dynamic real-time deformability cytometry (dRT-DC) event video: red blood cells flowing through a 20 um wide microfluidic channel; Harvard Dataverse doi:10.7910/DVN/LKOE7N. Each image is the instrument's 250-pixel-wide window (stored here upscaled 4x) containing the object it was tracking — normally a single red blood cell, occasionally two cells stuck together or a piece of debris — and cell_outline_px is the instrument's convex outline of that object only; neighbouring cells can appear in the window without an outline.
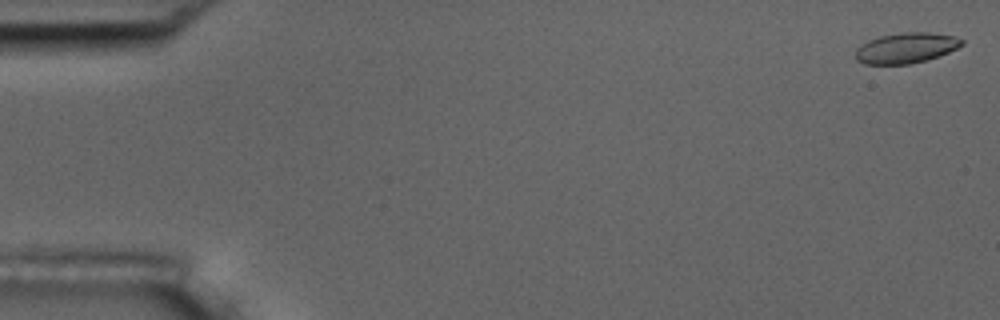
{"species": "common noctule bat (a hibernating species)", "species_latin": "Nyctalus noctula", "temperature_condition": "room temperature", "stored_images_in_passage": 7, "camera_frame_rate_fps": 3000, "um_per_image_px": 0.085, "animal": {"sex": "male", "body_mass_g": 17.5, "forearm_length_mm": 52.3}, "frame": {"image": 1, "passage_image": 1, "time_ms": 0.0, "image_size_px": [1000, 320], "cell_outline_px": [[964, 44], [948, 52], [924, 60], [908, 64], [864, 64], [856, 60], [856, 48], [860, 44], [868, 40], [880, 36], [904, 32], [928, 32], [956, 36], [964, 40]], "centroid_in_image_um": [76.99, 4.06], "position_along_channel_um": 8.0, "area_um2": 18.79}}